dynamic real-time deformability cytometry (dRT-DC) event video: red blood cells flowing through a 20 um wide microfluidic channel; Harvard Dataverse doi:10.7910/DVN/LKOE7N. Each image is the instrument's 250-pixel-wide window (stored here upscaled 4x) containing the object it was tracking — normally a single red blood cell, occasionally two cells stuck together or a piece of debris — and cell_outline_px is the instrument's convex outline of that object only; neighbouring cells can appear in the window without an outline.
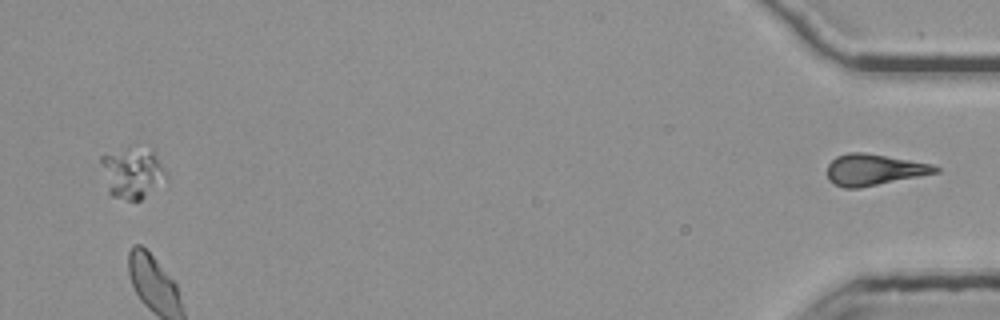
{"species": "common noctule bat (a hibernating species)", "species_latin": "Nyctalus noctula", "temperature_condition": "room temperature", "stored_images_in_passage": 47, "segment_of_instrument_passage": [2, 2], "camera_frame_rate_fps": 3000, "um_per_image_px": 0.085, "animal": {"sex": "female", "body_mass_g": 25.1}, "frame": {"image": 1, "passage_image": 47, "time_ms": 15.333, "image_size_px": [1000, 320], "cell_outline_px": [[940, 172], [860, 188], [844, 188], [828, 180], [828, 164], [836, 156], [848, 152], [864, 152], [932, 164], [940, 168]], "centroid_in_image_um": [74.29, 14.42], "position_along_channel_um": 360.9, "area_um2": 19.65}}